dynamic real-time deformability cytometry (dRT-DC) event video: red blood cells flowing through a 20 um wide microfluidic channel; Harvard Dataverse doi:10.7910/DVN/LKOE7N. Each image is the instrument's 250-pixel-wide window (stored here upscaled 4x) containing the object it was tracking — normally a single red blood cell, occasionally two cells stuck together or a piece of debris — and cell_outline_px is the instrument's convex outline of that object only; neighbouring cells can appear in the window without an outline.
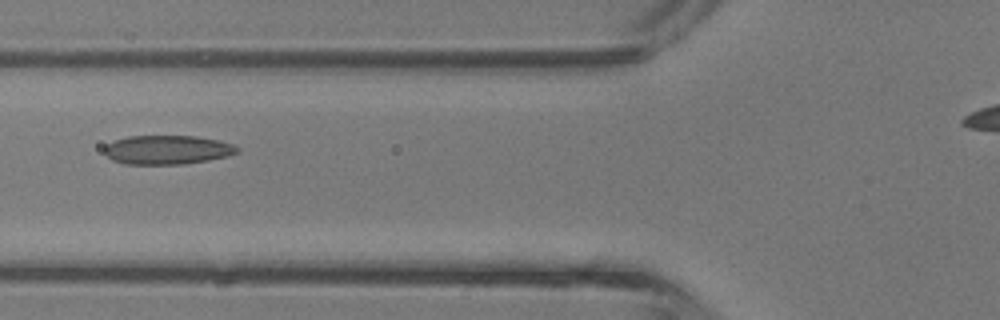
{"species": "common noctule bat (a hibernating species)", "species_latin": "Nyctalus noctula", "temperature_condition": "room temperature", "stored_images_in_passage": 3, "segment_of_instrument_passage": [1, 2], "camera_frame_rate_fps": 3000, "um_per_image_px": 0.085, "animal": {"sex": "male", "body_mass_g": 13.3}, "frame": {"image": 1, "passage_image": 2, "time_ms": 0.333, "image_size_px": [1000, 320], "cell_outline_px": [[240, 152], [228, 156], [208, 160], [184, 164], [124, 164], [112, 160], [104, 152], [104, 148], [112, 140], [128, 136], [196, 136], [220, 140], [232, 144], [240, 148]], "centroid_in_image_um": [14.24, 12.73], "position_along_channel_um": 111.6, "area_um2": 22.66}}